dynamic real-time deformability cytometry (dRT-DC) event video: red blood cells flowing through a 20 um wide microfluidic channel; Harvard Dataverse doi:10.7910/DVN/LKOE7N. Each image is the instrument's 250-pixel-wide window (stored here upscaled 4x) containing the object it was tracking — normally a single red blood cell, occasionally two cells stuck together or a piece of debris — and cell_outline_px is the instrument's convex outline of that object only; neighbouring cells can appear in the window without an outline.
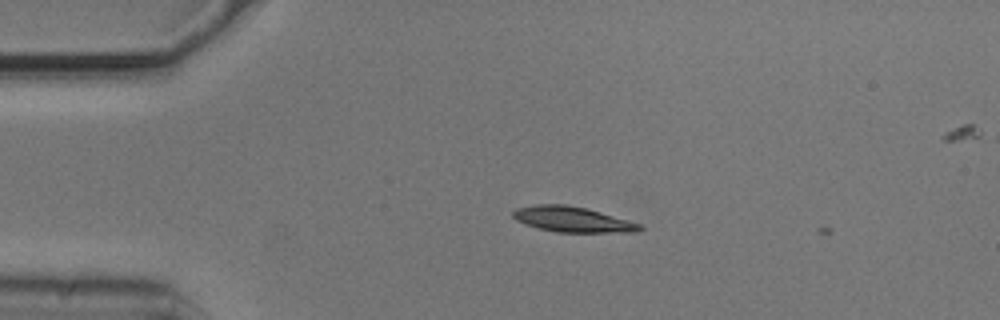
{"species": "common noctule bat (a hibernating species)", "species_latin": "Nyctalus noctula", "temperature_condition": "cold", "stored_images_in_passage": 7, "camera_frame_rate_fps": 3000, "um_per_image_px": 0.085, "animal": {"sex": "male", "body_mass_g": 20.5, "forearm_length_mm": 52.5}, "frame": {"image": 1, "passage_image": 6, "time_ms": 1.667, "image_size_px": [1000, 320], "cell_outline_px": [[644, 228], [636, 232], [556, 232], [540, 228], [516, 220], [512, 216], [512, 212], [516, 208], [536, 204], [564, 204], [584, 208], [600, 212], [628, 220], [640, 224]], "centroid_in_image_um": [48.65, 18.64], "position_along_channel_um": 36.3, "area_um2": 18.5}}